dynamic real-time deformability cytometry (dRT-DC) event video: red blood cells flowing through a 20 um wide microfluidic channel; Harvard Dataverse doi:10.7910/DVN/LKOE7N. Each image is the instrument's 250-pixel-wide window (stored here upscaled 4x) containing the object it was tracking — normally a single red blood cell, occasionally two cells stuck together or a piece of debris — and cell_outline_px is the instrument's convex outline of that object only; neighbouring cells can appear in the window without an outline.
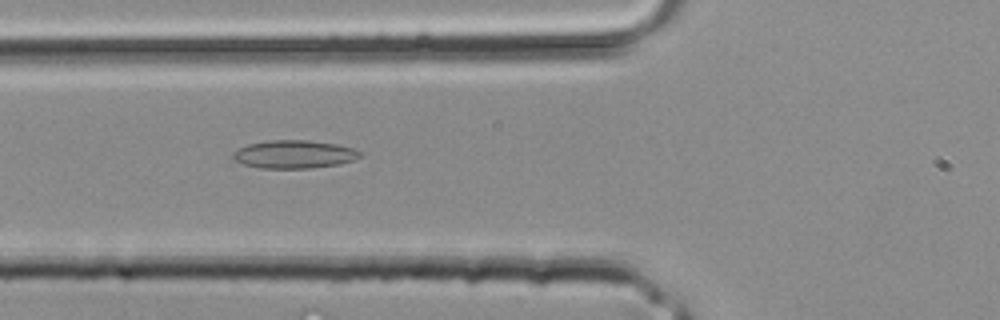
{"species": "common noctule bat (a hibernating species)", "species_latin": "Nyctalus noctula", "temperature_condition": "room temperature", "stored_images_in_passage": 4, "camera_frame_rate_fps": 3000, "um_per_image_px": 0.085, "animal": {"sex": "male", "body_mass_g": 20.4}, "frame": {"image": 1, "passage_image": 4, "time_ms": 1.0, "image_size_px": [1000, 320], "cell_outline_px": [[360, 156], [352, 160], [340, 164], [312, 168], [260, 168], [244, 164], [232, 160], [232, 152], [248, 144], [268, 140], [308, 140], [336, 144], [356, 148], [360, 152]], "centroid_in_image_um": [24.98, 13.11], "position_along_channel_um": 100.8, "area_um2": 20.87}}